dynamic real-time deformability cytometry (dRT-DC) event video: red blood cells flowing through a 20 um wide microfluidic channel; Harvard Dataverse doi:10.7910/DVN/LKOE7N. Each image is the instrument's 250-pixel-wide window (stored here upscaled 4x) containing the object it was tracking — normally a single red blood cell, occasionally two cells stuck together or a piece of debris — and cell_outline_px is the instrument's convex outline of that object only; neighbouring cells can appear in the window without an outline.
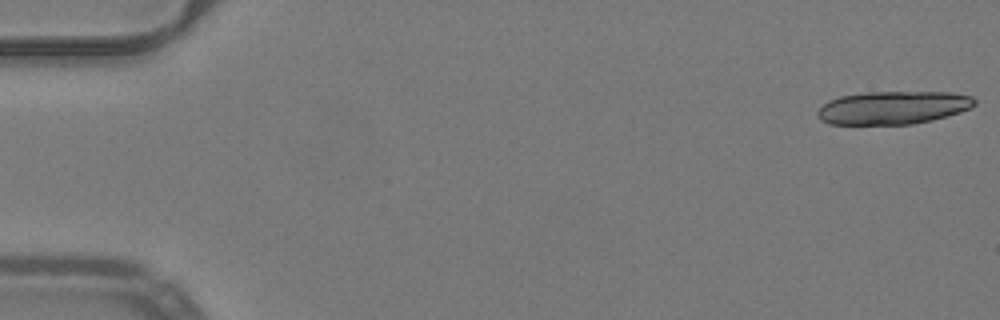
{"species": "common noctule bat (a hibernating species)", "species_latin": "Nyctalus noctula", "temperature_condition": "warm", "stored_images_in_passage": 12, "camera_frame_rate_fps": 3000, "um_per_image_px": 0.085, "animal": {"sex": "male", "body_mass_g": 19.2, "forearm_length_mm": 51.8}, "frame": {"image": 1, "passage_image": 1, "time_ms": 0.0, "image_size_px": [1000, 320], "cell_outline_px": [[976, 104], [972, 108], [960, 112], [932, 120], [912, 124], [828, 124], [820, 120], [816, 112], [828, 100], [840, 96], [864, 92], [952, 92], [972, 96], [976, 100]], "centroid_in_image_um": [75.92, 9.14], "position_along_channel_um": 9.1, "area_um2": 30.46}}